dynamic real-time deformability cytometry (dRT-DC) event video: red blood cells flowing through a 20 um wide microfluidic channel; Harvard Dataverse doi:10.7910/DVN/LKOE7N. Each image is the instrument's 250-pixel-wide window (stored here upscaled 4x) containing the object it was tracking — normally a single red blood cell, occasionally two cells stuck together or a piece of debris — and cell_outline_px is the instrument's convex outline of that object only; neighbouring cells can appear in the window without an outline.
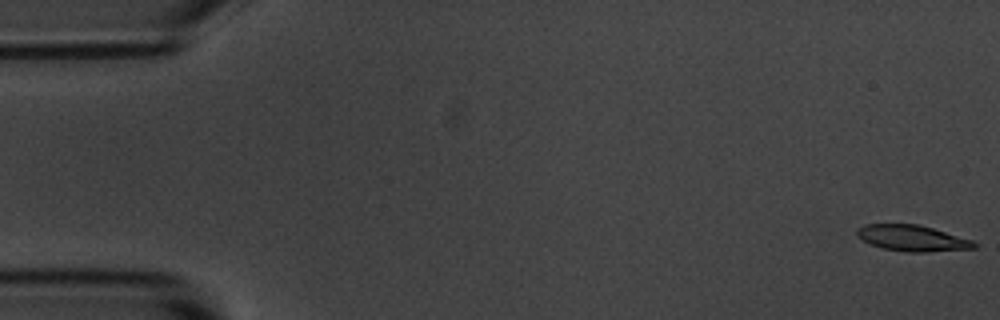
{"species": "common noctule bat (a hibernating species)", "species_latin": "Nyctalus noctula", "temperature_condition": "room temperature", "stored_images_in_passage": 55, "camera_frame_rate_fps": 3000, "um_per_image_px": 0.085, "animal": {"sex": "male", "body_mass_g": 20.1, "forearm_length_mm": 53.5}, "frame": {"image": 1, "passage_image": 1, "time_ms": 0.0, "image_size_px": [1000, 320], "cell_outline_px": [[976, 248], [924, 252], [908, 252], [880, 248], [856, 236], [856, 228], [864, 224], [920, 224], [972, 240], [976, 244]], "centroid_in_image_um": [77.51, 20.23], "position_along_channel_um": 7.5, "area_um2": 17.74}}
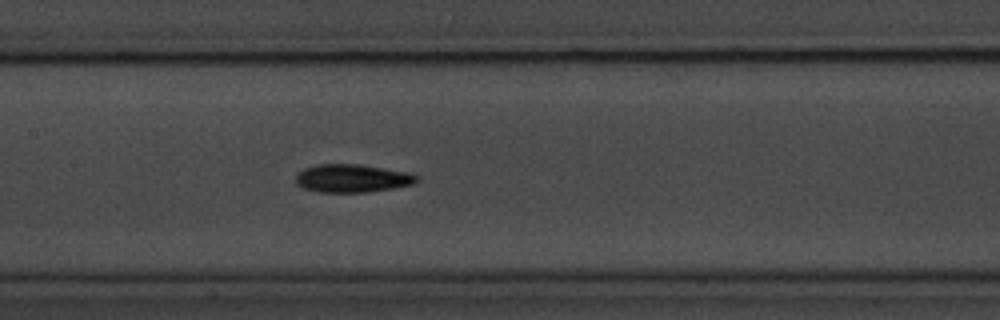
{"frame": {"image": 2, "passage_image": 26, "time_ms": 8.333, "image_size_px": [1000, 320], "cell_outline_px": [[420, 180], [412, 184], [392, 188], [368, 192], [320, 192], [304, 188], [296, 184], [296, 176], [304, 168], [316, 164], [356, 164], [412, 172], [420, 176]], "centroid_in_image_um": [29.98, 15.15], "position_along_channel_um": 177.4, "area_um2": 19.88}}
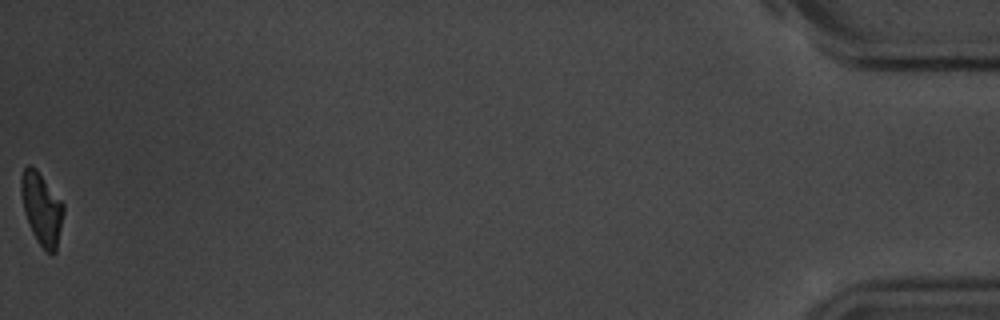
{"frame": {"image": 3, "passage_image": 55, "time_ms": 18.0, "image_size_px": [1000, 320], "cell_outline_px": [[64, 212], [56, 252], [52, 256], [36, 240], [28, 224], [24, 212], [20, 192], [20, 180], [24, 168], [28, 164], [32, 164], [36, 168], [64, 204]], "centroid_in_image_um": [3.53, 17.72], "position_along_channel_um": 431.7, "area_um2": 17.98}, "authors_computed_cell_mechanics": {"area_um2": 19.0162, "velocity_mm_per_s": 3.6637, "shape_relaxation_time_tau1_ms": 3.4197, "shape_relaxation_time_tau2_ms": 3.03, "deformation_change_tau1": 0.1368, "deformation_change_tau2": 0.1041}}